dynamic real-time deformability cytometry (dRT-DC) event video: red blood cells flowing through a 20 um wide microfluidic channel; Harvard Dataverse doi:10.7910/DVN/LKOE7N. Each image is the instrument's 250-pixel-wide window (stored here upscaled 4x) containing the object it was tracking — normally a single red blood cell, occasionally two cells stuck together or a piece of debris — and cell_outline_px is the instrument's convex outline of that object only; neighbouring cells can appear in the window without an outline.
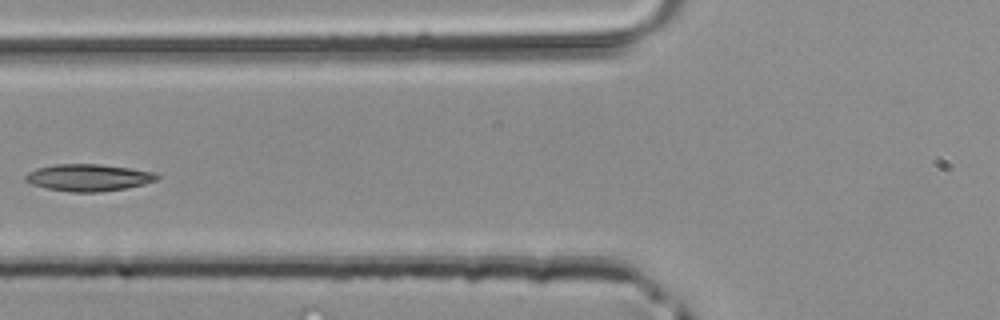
{"species": "common noctule bat (a hibernating species)", "species_latin": "Nyctalus noctula", "temperature_condition": "room temperature", "stored_images_in_passage": 6, "camera_frame_rate_fps": 3000, "um_per_image_px": 0.085, "animal": {"sex": "male", "body_mass_g": 20.4}, "frame": {"image": 1, "passage_image": 6, "time_ms": 1.667, "image_size_px": [1000, 320], "cell_outline_px": [[160, 176], [156, 180], [144, 184], [124, 188], [100, 192], [72, 192], [44, 188], [32, 184], [24, 180], [24, 176], [28, 172], [36, 168], [52, 164], [100, 164], [156, 172]], "centroid_in_image_um": [7.48, 15.09], "position_along_channel_um": 118.3, "area_um2": 20.75}}